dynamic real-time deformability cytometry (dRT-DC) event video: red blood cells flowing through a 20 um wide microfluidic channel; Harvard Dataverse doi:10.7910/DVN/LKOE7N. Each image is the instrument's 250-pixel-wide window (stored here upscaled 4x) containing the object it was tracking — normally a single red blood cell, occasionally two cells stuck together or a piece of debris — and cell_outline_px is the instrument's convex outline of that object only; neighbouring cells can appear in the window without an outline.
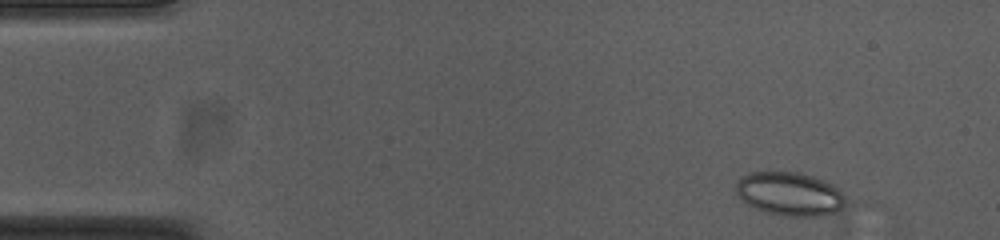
{"species": "common noctule bat (a hibernating species)", "species_latin": "Nyctalus noctula", "temperature_condition": "cold", "stored_images_in_passage": 4, "camera_frame_rate_fps": 3000, "um_per_image_px": 0.085, "animal": {"sex": "female", "body_mass_g": 23.0, "forearm_length_mm": 53.4}, "frame": {"image": 1, "passage_image": 1, "time_ms": 0.0, "image_size_px": [1000, 240], "cell_outline_px": [[844, 208], [840, 216], [784, 216], [764, 212], [748, 204], [736, 192], [736, 184], [740, 176], [748, 172], [800, 172], [824, 180], [832, 184], [844, 196]], "centroid_in_image_um": [67.18, 16.51], "position_along_channel_um": 17.8, "area_um2": 28.26}}